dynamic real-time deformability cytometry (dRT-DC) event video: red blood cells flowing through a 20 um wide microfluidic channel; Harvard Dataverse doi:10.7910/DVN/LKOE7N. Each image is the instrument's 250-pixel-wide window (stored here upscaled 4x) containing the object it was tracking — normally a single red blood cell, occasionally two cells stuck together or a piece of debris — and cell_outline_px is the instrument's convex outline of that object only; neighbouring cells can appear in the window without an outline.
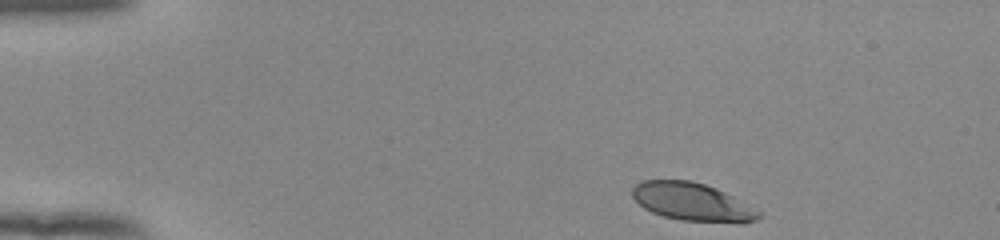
{"species": "human", "species_latin": "Homo sapiens", "temperature_condition": "room temperature", "stored_images_in_passage": 40, "camera_frame_rate_fps": 3000, "um_per_image_px": 0.085, "donor": {"sex": "female"}, "frame": {"image": 1, "passage_image": 1, "time_ms": 0.0, "image_size_px": [1000, 240], "cell_outline_px": [[760, 216], [756, 220], [744, 224], [740, 224], [680, 220], [664, 216], [652, 212], [644, 208], [632, 196], [632, 188], [636, 184], [644, 180], [692, 180], [716, 188], [732, 196], [760, 212]], "centroid_in_image_um": [58.84, 17.18], "position_along_channel_um": 26.2, "area_um2": 27.98}}
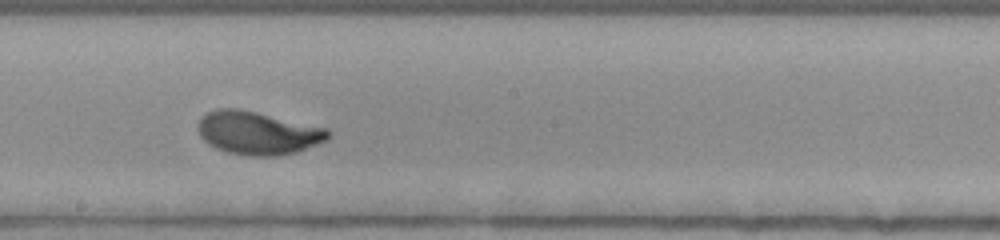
{"frame": {"image": 2, "passage_image": 23, "time_ms": 7.333, "image_size_px": [1000, 240], "cell_outline_px": [[332, 132], [328, 140], [296, 152], [276, 156], [252, 156], [228, 152], [216, 148], [208, 144], [200, 136], [196, 128], [200, 120], [208, 112], [216, 108], [240, 108], [328, 128]], "centroid_in_image_um": [21.93, 11.29], "position_along_channel_um": 226.3, "area_um2": 32.89}}
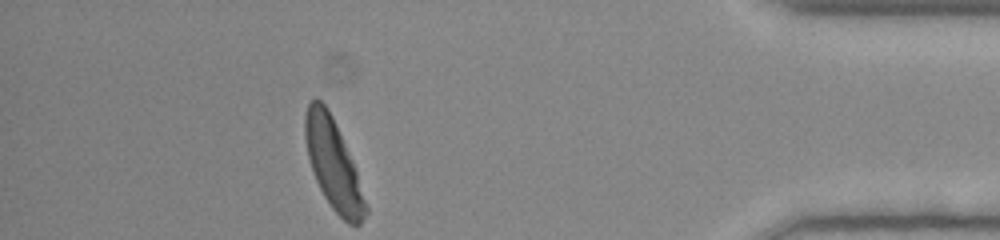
{"frame": {"image": 3, "passage_image": 40, "time_ms": 13.0, "image_size_px": [1000, 240], "cell_outline_px": [[368, 212], [360, 224], [348, 224], [332, 208], [324, 196], [316, 180], [308, 156], [304, 136], [304, 116], [308, 104], [316, 96], [328, 108], [332, 116], [356, 168], [368, 208]], "centroid_in_image_um": [28.33, 13.95], "position_along_channel_um": 406.9, "area_um2": 31.5}, "authors_computed_cell_mechanics": {"area_um2": 31.0386, "velocity_mm_per_s": 3.9378, "shape_relaxation_time_tau1_ms": 1.8899, "shape_relaxation_time_tau2_ms": null, "deformation_change_tau1": 0.1387, "deformation_change_tau2": null}}